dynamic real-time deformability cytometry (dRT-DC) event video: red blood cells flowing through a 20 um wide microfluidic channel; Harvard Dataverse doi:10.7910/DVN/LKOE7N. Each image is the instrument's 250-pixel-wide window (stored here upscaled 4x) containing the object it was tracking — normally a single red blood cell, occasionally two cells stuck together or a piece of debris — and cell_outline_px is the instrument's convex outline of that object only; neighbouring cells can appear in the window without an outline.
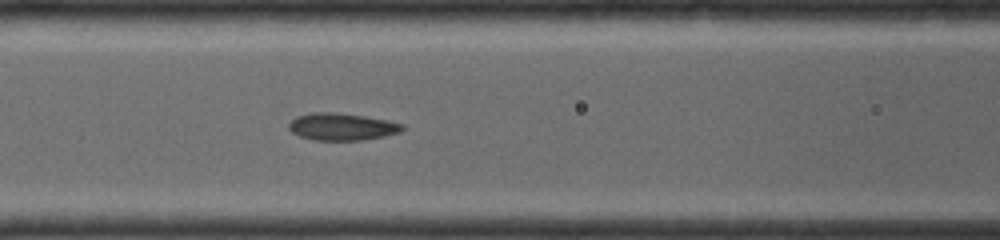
{"species": "common noctule bat (a hibernating species)", "species_latin": "Nyctalus noctula", "temperature_condition": "room temperature", "stored_images_in_passage": 20, "camera_frame_rate_fps": 4000, "um_per_image_px": 0.085, "animal": {"sex": "female", "body_mass_g": 19.0, "forearm_length_mm": 56.7}, "frame": {"image": 1, "passage_image": 9, "time_ms": 5.75, "image_size_px": [1000, 240], "cell_outline_px": [[404, 128], [396, 132], [380, 136], [360, 140], [316, 140], [300, 136], [292, 132], [288, 128], [288, 124], [296, 116], [312, 112], [336, 112], [364, 116], [388, 120], [404, 124]], "centroid_in_image_um": [29.0, 10.75], "position_along_channel_um": 137.6, "area_um2": 17.74}}
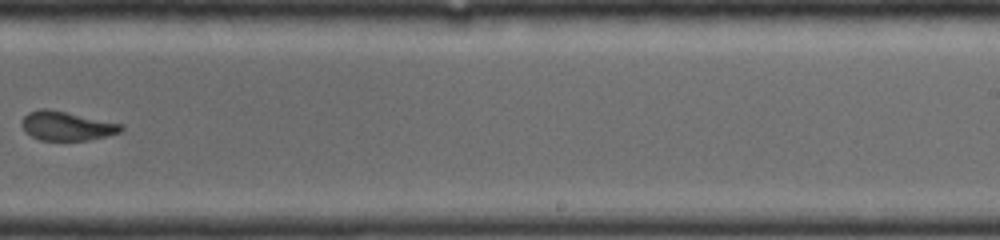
{"frame": {"image": 2, "passage_image": 14, "time_ms": 9.0, "image_size_px": [1000, 240], "cell_outline_px": [[124, 128], [120, 132], [104, 136], [84, 140], [40, 140], [32, 136], [24, 128], [24, 116], [28, 112], [40, 108], [48, 108], [124, 124]], "centroid_in_image_um": [5.7, 10.69], "position_along_channel_um": 283.3, "area_um2": 16.53}}
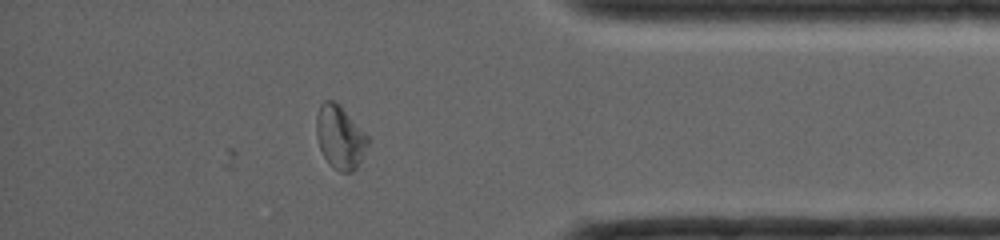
{"frame": {"image": 3, "passage_image": 20, "time_ms": 12.0, "image_size_px": [1000, 240], "cell_outline_px": [[368, 144], [356, 168], [352, 172], [340, 172], [324, 156], [320, 148], [316, 132], [316, 116], [320, 104], [324, 100], [332, 100], [368, 136]], "centroid_in_image_um": [28.87, 11.67], "position_along_channel_um": 406.3, "area_um2": 18.15}}